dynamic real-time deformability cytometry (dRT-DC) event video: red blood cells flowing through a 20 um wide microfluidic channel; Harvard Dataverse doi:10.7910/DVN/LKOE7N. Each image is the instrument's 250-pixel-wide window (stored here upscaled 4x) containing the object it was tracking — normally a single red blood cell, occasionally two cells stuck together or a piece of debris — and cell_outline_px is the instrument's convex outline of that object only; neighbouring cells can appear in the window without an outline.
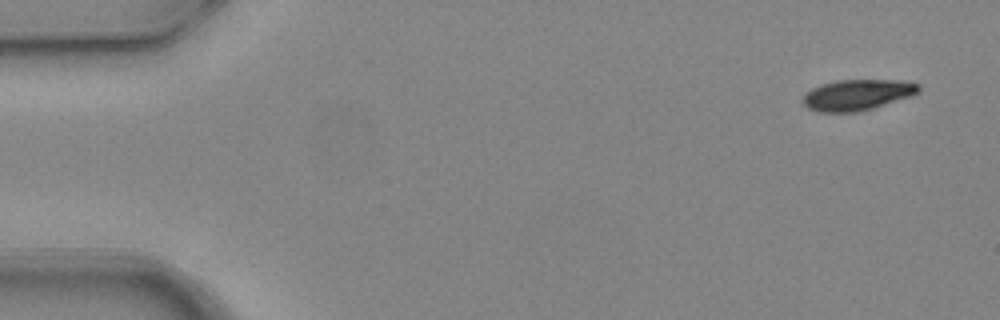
{"species": "common noctule bat (a hibernating species)", "species_latin": "Nyctalus noctula", "temperature_condition": "warm", "stored_images_in_passage": 6, "camera_frame_rate_fps": 3000, "um_per_image_px": 0.085, "animal": {"sex": "female", "body_mass_g": 24.6, "forearm_length_mm": 56.2}, "frame": {"image": 1, "passage_image": 1, "time_ms": 0.0, "image_size_px": [1000, 320], "cell_outline_px": [[920, 92], [912, 96], [860, 112], [816, 112], [808, 108], [800, 100], [812, 88], [820, 84], [836, 80], [900, 80], [920, 84]], "centroid_in_image_um": [72.87, 8.06], "position_along_channel_um": 12.1, "area_um2": 21.04}}
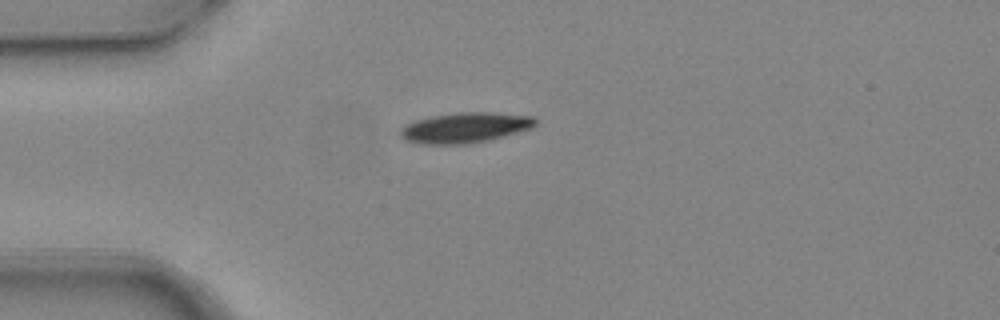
{"frame": {"image": 2, "passage_image": 4, "time_ms": 1.0, "image_size_px": [1000, 320], "cell_outline_px": [[536, 124], [532, 128], [504, 136], [488, 140], [468, 144], [420, 144], [408, 140], [400, 136], [400, 128], [404, 124], [416, 120], [432, 116], [456, 112], [488, 112], [532, 116], [536, 120]], "centroid_in_image_um": [39.51, 10.85], "position_along_channel_um": 45.5, "area_um2": 23.87}}